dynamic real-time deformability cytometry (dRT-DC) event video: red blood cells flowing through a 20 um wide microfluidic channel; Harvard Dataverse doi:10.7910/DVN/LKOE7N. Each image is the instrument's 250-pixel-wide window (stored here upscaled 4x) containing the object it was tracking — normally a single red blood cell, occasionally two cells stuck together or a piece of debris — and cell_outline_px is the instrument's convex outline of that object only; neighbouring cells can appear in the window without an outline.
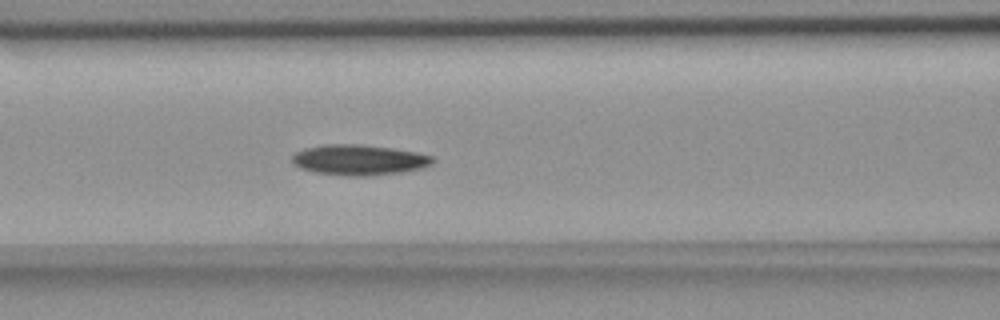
{"species": "common noctule bat (a hibernating species)", "species_latin": "Nyctalus noctula", "temperature_condition": "room temperature", "stored_images_in_passage": 20, "camera_frame_rate_fps": 3000, "um_per_image_px": 0.085, "animal": {"sex": "female", "body_mass_g": 18.4}, "frame": {"image": 1, "passage_image": 12, "time_ms": 3.667, "image_size_px": [1000, 320], "cell_outline_px": [[436, 160], [432, 164], [420, 168], [400, 172], [368, 176], [348, 176], [316, 172], [300, 168], [292, 164], [292, 156], [296, 152], [304, 148], [324, 144], [360, 144], [392, 148], [416, 152], [432, 156]], "centroid_in_image_um": [30.5, 13.58], "position_along_channel_um": 136.1, "area_um2": 24.97}}
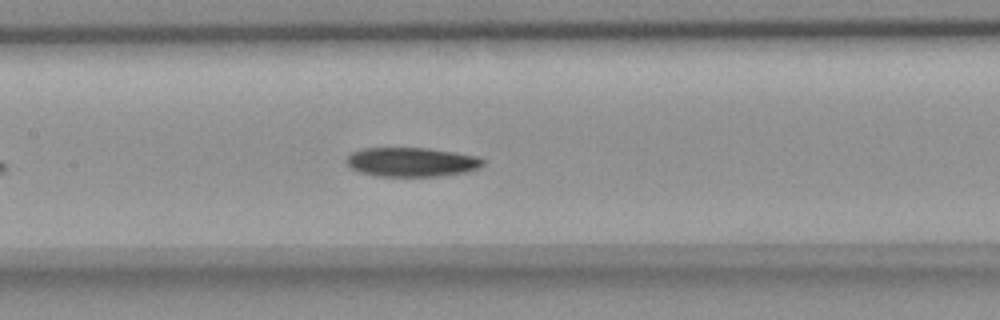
{"frame": {"image": 2, "passage_image": 15, "time_ms": 4.667, "image_size_px": [1000, 320], "cell_outline_px": [[484, 164], [480, 168], [464, 172], [440, 176], [376, 176], [360, 172], [352, 168], [348, 164], [348, 156], [352, 152], [364, 148], [428, 148], [480, 156], [484, 160]], "centroid_in_image_um": [35.04, 13.77], "position_along_channel_um": 172.4, "area_um2": 23.18}}